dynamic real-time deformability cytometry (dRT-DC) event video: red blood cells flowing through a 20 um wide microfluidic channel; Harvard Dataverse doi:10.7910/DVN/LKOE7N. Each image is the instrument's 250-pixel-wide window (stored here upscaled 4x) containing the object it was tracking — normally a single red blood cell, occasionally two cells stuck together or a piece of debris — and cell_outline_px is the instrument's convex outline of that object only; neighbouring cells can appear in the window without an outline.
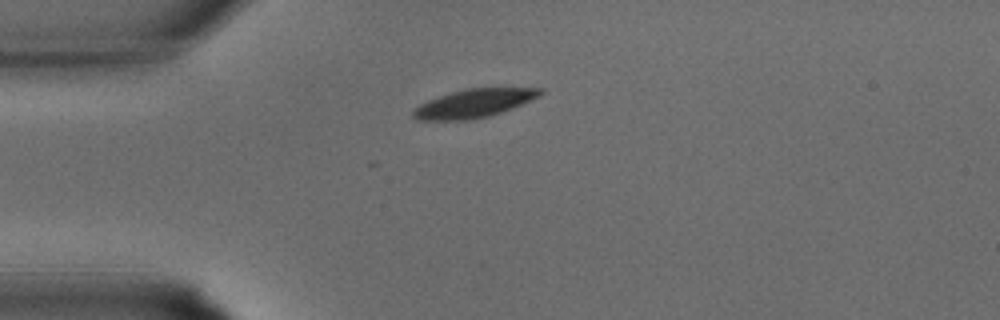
{"species": "common noctule bat (a hibernating species)", "species_latin": "Nyctalus noctula", "temperature_condition": "warm", "stored_images_in_passage": 23, "camera_frame_rate_fps": 3000, "um_per_image_px": 0.085, "animal": {"sex": "male", "body_mass_g": 15.6}, "frame": {"image": 1, "passage_image": 1, "time_ms": 0.0, "image_size_px": [1000, 320], "cell_outline_px": [[544, 92], [540, 96], [512, 108], [488, 116], [472, 120], [416, 120], [412, 116], [412, 112], [420, 104], [428, 100], [464, 88], [544, 88]], "centroid_in_image_um": [40.29, 8.78], "position_along_channel_um": 44.7, "area_um2": 20.92}}
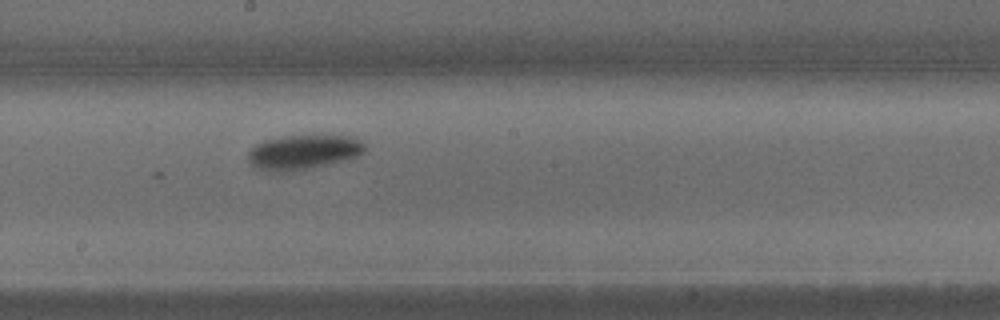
{"frame": {"image": 2, "passage_image": 11, "time_ms": 3.333, "image_size_px": [1000, 320], "cell_outline_px": [[364, 152], [356, 156], [344, 160], [292, 172], [264, 172], [256, 168], [248, 160], [248, 152], [256, 144], [264, 140], [284, 136], [356, 136], [364, 144]], "centroid_in_image_um": [25.74, 12.94], "position_along_channel_um": 222.5, "area_um2": 23.52}}
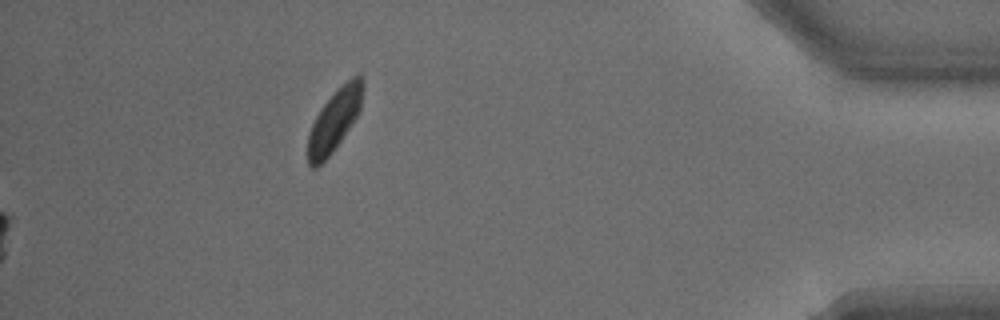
{"frame": {"image": 3, "passage_image": 23, "time_ms": 7.333, "image_size_px": [1000, 320], "cell_outline_px": [[364, 88], [360, 108], [356, 116], [332, 152], [316, 168], [312, 168], [308, 164], [308, 136], [312, 124], [320, 108], [336, 88], [356, 72], [364, 80]], "centroid_in_image_um": [28.43, 10.14], "position_along_channel_um": 406.8, "area_um2": 19.71}}